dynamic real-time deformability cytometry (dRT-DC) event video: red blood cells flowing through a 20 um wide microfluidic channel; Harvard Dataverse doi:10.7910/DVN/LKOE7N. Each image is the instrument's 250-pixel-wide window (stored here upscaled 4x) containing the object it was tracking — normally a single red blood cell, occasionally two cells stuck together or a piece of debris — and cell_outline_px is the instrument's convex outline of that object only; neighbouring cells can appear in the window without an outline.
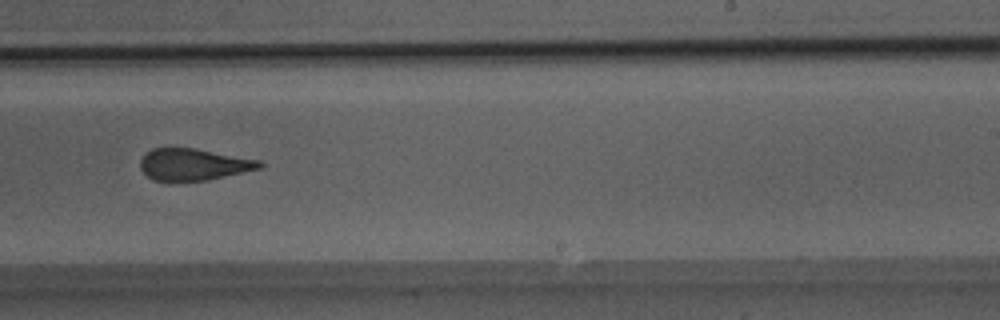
{"species": "Egyptian fruit bat (a non-hibernating species)", "species_latin": "Rousettus aegyptiacus", "temperature_condition": "room temperature", "stored_images_in_passage": 27, "camera_frame_rate_fps": 3000, "um_per_image_px": 0.085, "animal": {"sex": "male"}, "frame": {"image": 1, "passage_image": 22, "time_ms": 7.0, "image_size_px": [1000, 320], "cell_outline_px": [[264, 164], [260, 168], [208, 180], [168, 184], [152, 180], [140, 168], [140, 160], [152, 148], [196, 148], [260, 160]], "centroid_in_image_um": [16.41, 14.02], "position_along_channel_um": 272.6, "area_um2": 22.6}}